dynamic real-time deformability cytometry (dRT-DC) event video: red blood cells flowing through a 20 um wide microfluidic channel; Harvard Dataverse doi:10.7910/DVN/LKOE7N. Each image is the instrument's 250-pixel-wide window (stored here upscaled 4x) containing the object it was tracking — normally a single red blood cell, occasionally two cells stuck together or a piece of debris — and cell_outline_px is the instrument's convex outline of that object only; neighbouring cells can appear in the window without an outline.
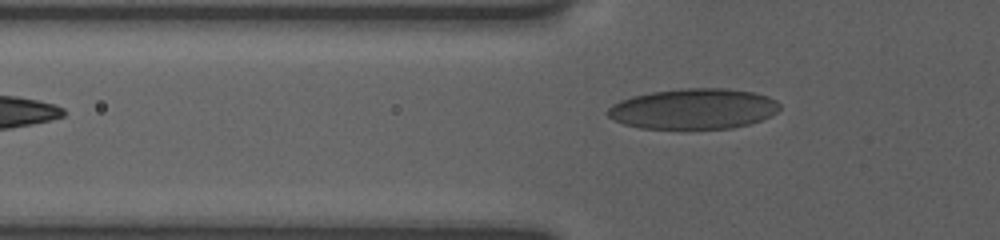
{"species": "human", "species_latin": "Homo sapiens", "temperature_condition": "room temperature", "stored_images_in_passage": 38, "camera_frame_rate_fps": 3000, "um_per_image_px": 0.085, "donor": {"sex": "female"}, "frame": {"image": 1, "passage_image": 5, "time_ms": 1.333, "image_size_px": [1000, 240], "cell_outline_px": [[780, 108], [776, 112], [760, 120], [748, 124], [732, 128], [640, 128], [624, 124], [608, 116], [608, 108], [612, 104], [620, 100], [632, 96], [652, 92], [680, 88], [728, 88], [756, 92], [768, 96], [776, 100], [780, 104]], "centroid_in_image_um": [58.96, 9.23], "position_along_channel_um": 66.8, "area_um2": 40.52}}
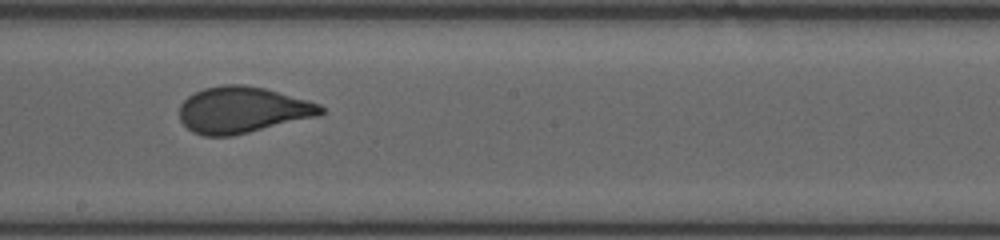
{"frame": {"image": 2, "passage_image": 18, "time_ms": 5.667, "image_size_px": [1000, 240], "cell_outline_px": [[324, 112], [320, 116], [232, 136], [204, 136], [192, 132], [180, 120], [180, 104], [188, 96], [204, 88], [224, 84], [244, 84], [264, 88], [308, 100], [320, 104], [324, 108]], "centroid_in_image_um": [20.62, 9.34], "position_along_channel_um": 227.6, "area_um2": 38.26}}
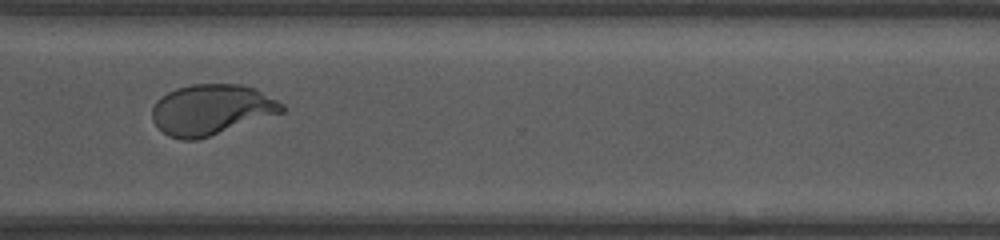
{"frame": {"image": 3, "passage_image": 28, "time_ms": 9.0, "image_size_px": [1000, 240], "cell_outline_px": [[284, 112], [196, 140], [180, 140], [168, 136], [152, 120], [152, 108], [156, 100], [160, 96], [176, 88], [192, 84], [240, 84], [256, 88], [284, 104]], "centroid_in_image_um": [17.95, 9.31], "position_along_channel_um": 352.6, "area_um2": 38.15}}